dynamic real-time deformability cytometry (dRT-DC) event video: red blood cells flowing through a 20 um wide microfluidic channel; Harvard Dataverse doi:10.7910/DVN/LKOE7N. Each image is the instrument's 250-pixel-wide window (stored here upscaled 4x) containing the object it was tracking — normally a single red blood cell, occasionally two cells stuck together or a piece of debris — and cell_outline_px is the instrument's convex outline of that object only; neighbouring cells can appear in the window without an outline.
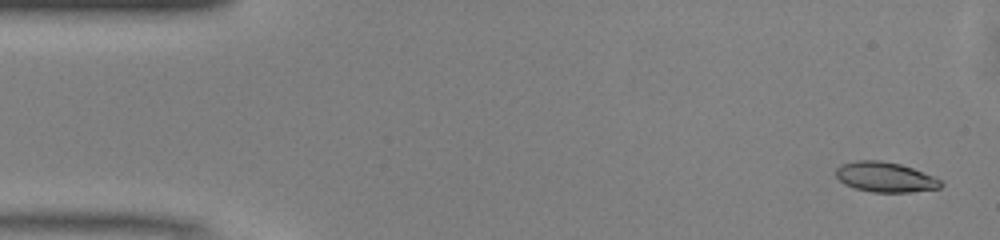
{"species": "common noctule bat (a hibernating species)", "species_latin": "Nyctalus noctula", "temperature_condition": "warm", "stored_images_in_passage": 49, "camera_frame_rate_fps": 3000, "um_per_image_px": 0.085, "animal": {"sex": "male", "body_mass_g": 13.0, "forearm_length_mm": 53.1}, "frame": {"image": 1, "passage_image": 2, "time_ms": 0.333, "image_size_px": [1000, 240], "cell_outline_px": [[944, 184], [940, 188], [912, 192], [872, 192], [856, 188], [844, 184], [836, 176], [836, 168], [840, 164], [856, 160], [880, 160], [900, 164], [912, 168], [932, 176], [940, 180]], "centroid_in_image_um": [75.23, 15.05], "position_along_channel_um": 9.8, "area_um2": 18.32}}
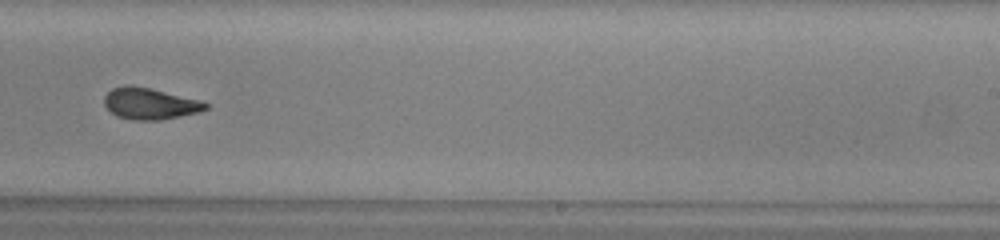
{"frame": {"image": 2, "passage_image": 30, "time_ms": 9.667, "image_size_px": [1000, 240], "cell_outline_px": [[208, 108], [200, 112], [160, 120], [132, 120], [116, 116], [104, 104], [104, 96], [112, 88], [124, 84], [128, 84], [148, 88], [196, 100], [208, 104]], "centroid_in_image_um": [12.68, 8.82], "position_along_channel_um": 276.3, "area_um2": 18.26}}
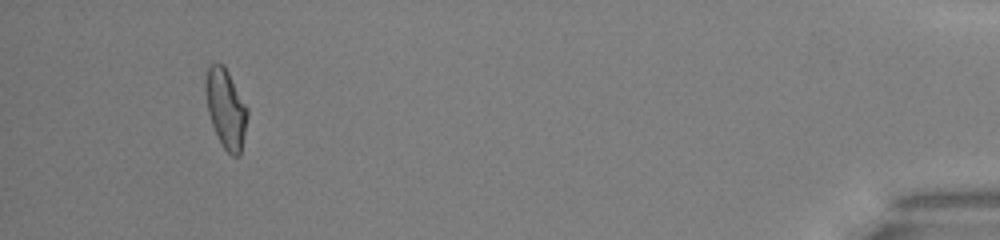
{"frame": {"image": 3, "passage_image": 46, "time_ms": 15.0, "image_size_px": [1000, 240], "cell_outline_px": [[248, 116], [240, 156], [232, 156], [224, 148], [212, 124], [208, 112], [204, 88], [204, 80], [208, 64], [224, 64], [248, 108]], "centroid_in_image_um": [19.19, 9.19], "position_along_channel_um": 416.0, "area_um2": 19.36}, "authors_computed_cell_mechanics": {"area_um2": 18.7272, "velocity_mm_per_s": 4.1223, "shape_relaxation_time_tau1_ms": 5.6293, "shape_relaxation_time_tau2_ms": 2.7141, "deformation_change_tau1": 0.2066, "deformation_change_tau2": 0.1036}}